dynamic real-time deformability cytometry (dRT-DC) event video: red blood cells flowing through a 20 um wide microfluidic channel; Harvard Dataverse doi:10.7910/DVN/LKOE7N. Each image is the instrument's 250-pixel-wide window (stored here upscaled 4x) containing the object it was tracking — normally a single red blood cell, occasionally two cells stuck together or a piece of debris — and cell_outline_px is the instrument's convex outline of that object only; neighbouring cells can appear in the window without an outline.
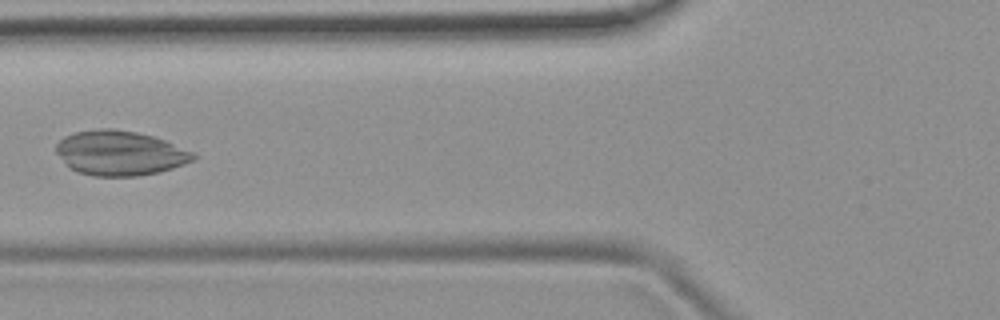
{"species": "common noctule bat (a hibernating species)", "species_latin": "Nyctalus noctula", "temperature_condition": "room temperature", "stored_images_in_passage": 6, "camera_frame_rate_fps": 3000, "um_per_image_px": 0.085, "animal": {"sex": "female", "body_mass_g": 19.9}, "frame": {"image": 1, "passage_image": 6, "time_ms": 6.667, "image_size_px": [1000, 320], "cell_outline_px": [[196, 156], [192, 160], [184, 164], [160, 172], [136, 176], [92, 176], [76, 172], [68, 168], [64, 164], [56, 152], [56, 144], [64, 136], [76, 132], [100, 128], [112, 128], [136, 132], [152, 136], [164, 140], [192, 152]], "centroid_in_image_um": [10.13, 13.02], "position_along_channel_um": 115.7, "area_um2": 35.72}}